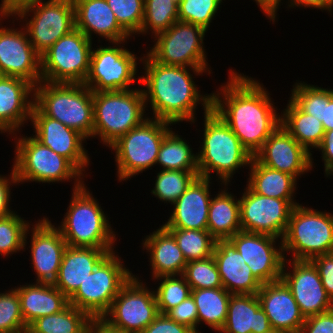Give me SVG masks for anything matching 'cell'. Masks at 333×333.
<instances>
[{
  "label": "cell",
  "mask_w": 333,
  "mask_h": 333,
  "mask_svg": "<svg viewBox=\"0 0 333 333\" xmlns=\"http://www.w3.org/2000/svg\"><path fill=\"white\" fill-rule=\"evenodd\" d=\"M91 319L69 304L58 313L37 318L28 326L27 333H84Z\"/></svg>",
  "instance_id": "d590c367"
},
{
  "label": "cell",
  "mask_w": 333,
  "mask_h": 333,
  "mask_svg": "<svg viewBox=\"0 0 333 333\" xmlns=\"http://www.w3.org/2000/svg\"><path fill=\"white\" fill-rule=\"evenodd\" d=\"M31 224L22 219L15 212L0 217V254L1 256H9V254L16 253L26 249V238L30 230Z\"/></svg>",
  "instance_id": "60d3db41"
},
{
  "label": "cell",
  "mask_w": 333,
  "mask_h": 333,
  "mask_svg": "<svg viewBox=\"0 0 333 333\" xmlns=\"http://www.w3.org/2000/svg\"><path fill=\"white\" fill-rule=\"evenodd\" d=\"M34 105L45 115L81 133L93 135V92L84 84L40 81Z\"/></svg>",
  "instance_id": "277c9868"
},
{
  "label": "cell",
  "mask_w": 333,
  "mask_h": 333,
  "mask_svg": "<svg viewBox=\"0 0 333 333\" xmlns=\"http://www.w3.org/2000/svg\"><path fill=\"white\" fill-rule=\"evenodd\" d=\"M125 41L92 50L89 72L83 83L92 92L130 90V85L137 81V57L120 46Z\"/></svg>",
  "instance_id": "9a60e30c"
},
{
  "label": "cell",
  "mask_w": 333,
  "mask_h": 333,
  "mask_svg": "<svg viewBox=\"0 0 333 333\" xmlns=\"http://www.w3.org/2000/svg\"><path fill=\"white\" fill-rule=\"evenodd\" d=\"M11 183L18 184V180L14 169H12L9 178L0 175V217H5L15 212L11 211L9 207L11 199L10 196L11 195L10 186L12 185Z\"/></svg>",
  "instance_id": "f5cc1de1"
},
{
  "label": "cell",
  "mask_w": 333,
  "mask_h": 333,
  "mask_svg": "<svg viewBox=\"0 0 333 333\" xmlns=\"http://www.w3.org/2000/svg\"><path fill=\"white\" fill-rule=\"evenodd\" d=\"M311 262L317 268L324 289L333 301V252L317 256Z\"/></svg>",
  "instance_id": "f907efd6"
},
{
  "label": "cell",
  "mask_w": 333,
  "mask_h": 333,
  "mask_svg": "<svg viewBox=\"0 0 333 333\" xmlns=\"http://www.w3.org/2000/svg\"><path fill=\"white\" fill-rule=\"evenodd\" d=\"M171 122L147 118L142 124L121 136L109 148L115 151L118 180L124 181L156 165L165 135Z\"/></svg>",
  "instance_id": "9c48e42d"
},
{
  "label": "cell",
  "mask_w": 333,
  "mask_h": 333,
  "mask_svg": "<svg viewBox=\"0 0 333 333\" xmlns=\"http://www.w3.org/2000/svg\"><path fill=\"white\" fill-rule=\"evenodd\" d=\"M30 121L35 130L33 136L55 153L67 158L83 174L90 162L82 144L86 138L60 121L45 116L35 105L32 107Z\"/></svg>",
  "instance_id": "ffe728a7"
},
{
  "label": "cell",
  "mask_w": 333,
  "mask_h": 333,
  "mask_svg": "<svg viewBox=\"0 0 333 333\" xmlns=\"http://www.w3.org/2000/svg\"><path fill=\"white\" fill-rule=\"evenodd\" d=\"M317 149L322 152L325 176L333 175V130L325 131L323 140Z\"/></svg>",
  "instance_id": "db71d44e"
},
{
  "label": "cell",
  "mask_w": 333,
  "mask_h": 333,
  "mask_svg": "<svg viewBox=\"0 0 333 333\" xmlns=\"http://www.w3.org/2000/svg\"><path fill=\"white\" fill-rule=\"evenodd\" d=\"M179 0H144V19L138 34L151 31L154 36L178 20Z\"/></svg>",
  "instance_id": "f35d334b"
},
{
  "label": "cell",
  "mask_w": 333,
  "mask_h": 333,
  "mask_svg": "<svg viewBox=\"0 0 333 333\" xmlns=\"http://www.w3.org/2000/svg\"><path fill=\"white\" fill-rule=\"evenodd\" d=\"M191 295L197 306L198 326L205 322L220 332L226 322L231 293L221 287L192 290Z\"/></svg>",
  "instance_id": "e575fe53"
},
{
  "label": "cell",
  "mask_w": 333,
  "mask_h": 333,
  "mask_svg": "<svg viewBox=\"0 0 333 333\" xmlns=\"http://www.w3.org/2000/svg\"><path fill=\"white\" fill-rule=\"evenodd\" d=\"M207 230L216 240H227L242 231L239 198L221 189L211 199L208 211Z\"/></svg>",
  "instance_id": "1f68e13d"
},
{
  "label": "cell",
  "mask_w": 333,
  "mask_h": 333,
  "mask_svg": "<svg viewBox=\"0 0 333 333\" xmlns=\"http://www.w3.org/2000/svg\"><path fill=\"white\" fill-rule=\"evenodd\" d=\"M17 138L15 146V161L12 165L19 183L42 182L53 183L69 181L73 178L74 188L83 184L85 177L67 158L55 153L49 147L40 143L34 136ZM82 176V178H81ZM76 180H75V179Z\"/></svg>",
  "instance_id": "ba28073f"
},
{
  "label": "cell",
  "mask_w": 333,
  "mask_h": 333,
  "mask_svg": "<svg viewBox=\"0 0 333 333\" xmlns=\"http://www.w3.org/2000/svg\"><path fill=\"white\" fill-rule=\"evenodd\" d=\"M249 167L251 170L247 186L254 193L276 199H294L298 180L294 176L266 167L254 157Z\"/></svg>",
  "instance_id": "d6a6232c"
},
{
  "label": "cell",
  "mask_w": 333,
  "mask_h": 333,
  "mask_svg": "<svg viewBox=\"0 0 333 333\" xmlns=\"http://www.w3.org/2000/svg\"><path fill=\"white\" fill-rule=\"evenodd\" d=\"M288 103L281 113V126L309 153L311 148L317 150L325 134L322 122L303 112L291 99Z\"/></svg>",
  "instance_id": "836d02e7"
},
{
  "label": "cell",
  "mask_w": 333,
  "mask_h": 333,
  "mask_svg": "<svg viewBox=\"0 0 333 333\" xmlns=\"http://www.w3.org/2000/svg\"><path fill=\"white\" fill-rule=\"evenodd\" d=\"M260 9L267 15L270 21L276 20L277 9L280 6L281 0H254Z\"/></svg>",
  "instance_id": "91938a15"
},
{
  "label": "cell",
  "mask_w": 333,
  "mask_h": 333,
  "mask_svg": "<svg viewBox=\"0 0 333 333\" xmlns=\"http://www.w3.org/2000/svg\"><path fill=\"white\" fill-rule=\"evenodd\" d=\"M15 289L27 327L37 318L58 313L69 305V299L53 284L34 283Z\"/></svg>",
  "instance_id": "4dcf8cb0"
},
{
  "label": "cell",
  "mask_w": 333,
  "mask_h": 333,
  "mask_svg": "<svg viewBox=\"0 0 333 333\" xmlns=\"http://www.w3.org/2000/svg\"><path fill=\"white\" fill-rule=\"evenodd\" d=\"M287 263L291 264L292 271L287 272ZM281 279L289 287L305 318L333 308V301L327 295L319 272L311 261L285 259Z\"/></svg>",
  "instance_id": "ac0fdd59"
},
{
  "label": "cell",
  "mask_w": 333,
  "mask_h": 333,
  "mask_svg": "<svg viewBox=\"0 0 333 333\" xmlns=\"http://www.w3.org/2000/svg\"><path fill=\"white\" fill-rule=\"evenodd\" d=\"M166 315L173 321L188 326L195 333H201L198 332L199 329H197L198 312L195 300L192 295L182 301L178 306L169 310Z\"/></svg>",
  "instance_id": "c3c4849f"
},
{
  "label": "cell",
  "mask_w": 333,
  "mask_h": 333,
  "mask_svg": "<svg viewBox=\"0 0 333 333\" xmlns=\"http://www.w3.org/2000/svg\"><path fill=\"white\" fill-rule=\"evenodd\" d=\"M183 276L192 290L223 287L213 255L187 262Z\"/></svg>",
  "instance_id": "7bdbcfd3"
},
{
  "label": "cell",
  "mask_w": 333,
  "mask_h": 333,
  "mask_svg": "<svg viewBox=\"0 0 333 333\" xmlns=\"http://www.w3.org/2000/svg\"><path fill=\"white\" fill-rule=\"evenodd\" d=\"M257 296L273 329L282 333L300 332L305 317L282 279L262 284Z\"/></svg>",
  "instance_id": "603a6c76"
},
{
  "label": "cell",
  "mask_w": 333,
  "mask_h": 333,
  "mask_svg": "<svg viewBox=\"0 0 333 333\" xmlns=\"http://www.w3.org/2000/svg\"><path fill=\"white\" fill-rule=\"evenodd\" d=\"M322 124L325 131L333 130V89L324 88V112Z\"/></svg>",
  "instance_id": "9f6ffc18"
},
{
  "label": "cell",
  "mask_w": 333,
  "mask_h": 333,
  "mask_svg": "<svg viewBox=\"0 0 333 333\" xmlns=\"http://www.w3.org/2000/svg\"><path fill=\"white\" fill-rule=\"evenodd\" d=\"M155 279L163 280L154 290L160 314H166L191 296L192 289L183 275L160 276Z\"/></svg>",
  "instance_id": "b9f144b4"
},
{
  "label": "cell",
  "mask_w": 333,
  "mask_h": 333,
  "mask_svg": "<svg viewBox=\"0 0 333 333\" xmlns=\"http://www.w3.org/2000/svg\"><path fill=\"white\" fill-rule=\"evenodd\" d=\"M177 241L187 262L213 255L216 239L208 230L167 228Z\"/></svg>",
  "instance_id": "74e56055"
},
{
  "label": "cell",
  "mask_w": 333,
  "mask_h": 333,
  "mask_svg": "<svg viewBox=\"0 0 333 333\" xmlns=\"http://www.w3.org/2000/svg\"><path fill=\"white\" fill-rule=\"evenodd\" d=\"M299 333H333V308L305 318Z\"/></svg>",
  "instance_id": "681fc988"
},
{
  "label": "cell",
  "mask_w": 333,
  "mask_h": 333,
  "mask_svg": "<svg viewBox=\"0 0 333 333\" xmlns=\"http://www.w3.org/2000/svg\"><path fill=\"white\" fill-rule=\"evenodd\" d=\"M271 329L257 294H231L221 333H265Z\"/></svg>",
  "instance_id": "f546056e"
},
{
  "label": "cell",
  "mask_w": 333,
  "mask_h": 333,
  "mask_svg": "<svg viewBox=\"0 0 333 333\" xmlns=\"http://www.w3.org/2000/svg\"><path fill=\"white\" fill-rule=\"evenodd\" d=\"M2 14H0V21ZM0 28V73L30 82L41 81V57L35 51L25 28Z\"/></svg>",
  "instance_id": "d6986e66"
},
{
  "label": "cell",
  "mask_w": 333,
  "mask_h": 333,
  "mask_svg": "<svg viewBox=\"0 0 333 333\" xmlns=\"http://www.w3.org/2000/svg\"><path fill=\"white\" fill-rule=\"evenodd\" d=\"M222 0H179L178 20L208 29Z\"/></svg>",
  "instance_id": "ee69618b"
},
{
  "label": "cell",
  "mask_w": 333,
  "mask_h": 333,
  "mask_svg": "<svg viewBox=\"0 0 333 333\" xmlns=\"http://www.w3.org/2000/svg\"><path fill=\"white\" fill-rule=\"evenodd\" d=\"M144 57L140 61L144 64L145 75L138 80L147 89L142 91L145 105L148 102L151 104L153 116L155 115L153 118L173 124L183 121L193 123L196 121L197 104L202 102L204 113L212 109V94L201 95L189 72L191 69L198 76L208 71L210 75L209 68L167 66L154 61L148 54Z\"/></svg>",
  "instance_id": "7a4b0ae2"
},
{
  "label": "cell",
  "mask_w": 333,
  "mask_h": 333,
  "mask_svg": "<svg viewBox=\"0 0 333 333\" xmlns=\"http://www.w3.org/2000/svg\"><path fill=\"white\" fill-rule=\"evenodd\" d=\"M32 226L29 248L32 268L37 275L36 283L53 284L57 279L67 243L59 228L46 217Z\"/></svg>",
  "instance_id": "7402d4cb"
},
{
  "label": "cell",
  "mask_w": 333,
  "mask_h": 333,
  "mask_svg": "<svg viewBox=\"0 0 333 333\" xmlns=\"http://www.w3.org/2000/svg\"><path fill=\"white\" fill-rule=\"evenodd\" d=\"M192 151L186 140L170 130L162 141L156 164L162 170L198 171L197 153Z\"/></svg>",
  "instance_id": "8d00e7d4"
},
{
  "label": "cell",
  "mask_w": 333,
  "mask_h": 333,
  "mask_svg": "<svg viewBox=\"0 0 333 333\" xmlns=\"http://www.w3.org/2000/svg\"><path fill=\"white\" fill-rule=\"evenodd\" d=\"M290 99L305 113L322 122L324 112V88L296 82Z\"/></svg>",
  "instance_id": "7dc6e473"
},
{
  "label": "cell",
  "mask_w": 333,
  "mask_h": 333,
  "mask_svg": "<svg viewBox=\"0 0 333 333\" xmlns=\"http://www.w3.org/2000/svg\"><path fill=\"white\" fill-rule=\"evenodd\" d=\"M259 163L299 178L313 167L312 153L301 146L281 125L253 156Z\"/></svg>",
  "instance_id": "44dd1931"
},
{
  "label": "cell",
  "mask_w": 333,
  "mask_h": 333,
  "mask_svg": "<svg viewBox=\"0 0 333 333\" xmlns=\"http://www.w3.org/2000/svg\"><path fill=\"white\" fill-rule=\"evenodd\" d=\"M84 333H121L119 330L108 325L102 318H92Z\"/></svg>",
  "instance_id": "680465c9"
},
{
  "label": "cell",
  "mask_w": 333,
  "mask_h": 333,
  "mask_svg": "<svg viewBox=\"0 0 333 333\" xmlns=\"http://www.w3.org/2000/svg\"><path fill=\"white\" fill-rule=\"evenodd\" d=\"M75 28L92 40V32L106 40H129L130 35L119 25L106 0H73Z\"/></svg>",
  "instance_id": "4316f807"
},
{
  "label": "cell",
  "mask_w": 333,
  "mask_h": 333,
  "mask_svg": "<svg viewBox=\"0 0 333 333\" xmlns=\"http://www.w3.org/2000/svg\"><path fill=\"white\" fill-rule=\"evenodd\" d=\"M141 333H195L188 326L179 324L166 314H159Z\"/></svg>",
  "instance_id": "816d5d0a"
},
{
  "label": "cell",
  "mask_w": 333,
  "mask_h": 333,
  "mask_svg": "<svg viewBox=\"0 0 333 333\" xmlns=\"http://www.w3.org/2000/svg\"><path fill=\"white\" fill-rule=\"evenodd\" d=\"M211 179L197 177L187 190L172 204L174 209L165 228L207 230L211 202ZM210 183V184H209Z\"/></svg>",
  "instance_id": "d4e9b609"
},
{
  "label": "cell",
  "mask_w": 333,
  "mask_h": 333,
  "mask_svg": "<svg viewBox=\"0 0 333 333\" xmlns=\"http://www.w3.org/2000/svg\"><path fill=\"white\" fill-rule=\"evenodd\" d=\"M30 20L26 16H30ZM26 22L29 41L41 56L59 38L75 29V8L73 0H54L40 2L25 7L14 15ZM24 18V19H23Z\"/></svg>",
  "instance_id": "5bb4252c"
},
{
  "label": "cell",
  "mask_w": 333,
  "mask_h": 333,
  "mask_svg": "<svg viewBox=\"0 0 333 333\" xmlns=\"http://www.w3.org/2000/svg\"><path fill=\"white\" fill-rule=\"evenodd\" d=\"M71 198L62 225L58 226L67 246L114 249L116 234L85 184L73 190Z\"/></svg>",
  "instance_id": "5b68a950"
},
{
  "label": "cell",
  "mask_w": 333,
  "mask_h": 333,
  "mask_svg": "<svg viewBox=\"0 0 333 333\" xmlns=\"http://www.w3.org/2000/svg\"><path fill=\"white\" fill-rule=\"evenodd\" d=\"M265 333H282V332L272 328L271 330H269L268 332H265Z\"/></svg>",
  "instance_id": "94428289"
},
{
  "label": "cell",
  "mask_w": 333,
  "mask_h": 333,
  "mask_svg": "<svg viewBox=\"0 0 333 333\" xmlns=\"http://www.w3.org/2000/svg\"><path fill=\"white\" fill-rule=\"evenodd\" d=\"M207 31L199 25L177 20L166 31L154 36L155 44L146 53L167 66L208 68L203 47Z\"/></svg>",
  "instance_id": "7c38bea8"
},
{
  "label": "cell",
  "mask_w": 333,
  "mask_h": 333,
  "mask_svg": "<svg viewBox=\"0 0 333 333\" xmlns=\"http://www.w3.org/2000/svg\"><path fill=\"white\" fill-rule=\"evenodd\" d=\"M133 276L115 251L109 253L88 275L69 304L86 312L91 318H102L121 288Z\"/></svg>",
  "instance_id": "30bf717a"
},
{
  "label": "cell",
  "mask_w": 333,
  "mask_h": 333,
  "mask_svg": "<svg viewBox=\"0 0 333 333\" xmlns=\"http://www.w3.org/2000/svg\"><path fill=\"white\" fill-rule=\"evenodd\" d=\"M229 74L227 84L219 89L221 92L212 93V110L254 156L281 125V116L263 84L232 69Z\"/></svg>",
  "instance_id": "6da1fadb"
},
{
  "label": "cell",
  "mask_w": 333,
  "mask_h": 333,
  "mask_svg": "<svg viewBox=\"0 0 333 333\" xmlns=\"http://www.w3.org/2000/svg\"><path fill=\"white\" fill-rule=\"evenodd\" d=\"M290 5L289 7H312V9H322V10H327V12L331 11L332 12V7H333V0H290Z\"/></svg>",
  "instance_id": "6f0895ef"
},
{
  "label": "cell",
  "mask_w": 333,
  "mask_h": 333,
  "mask_svg": "<svg viewBox=\"0 0 333 333\" xmlns=\"http://www.w3.org/2000/svg\"><path fill=\"white\" fill-rule=\"evenodd\" d=\"M229 240L234 244L254 277L261 284L281 279L285 260L282 241L280 246L278 243V248L275 245L278 238L244 231L237 232Z\"/></svg>",
  "instance_id": "e0dca14e"
},
{
  "label": "cell",
  "mask_w": 333,
  "mask_h": 333,
  "mask_svg": "<svg viewBox=\"0 0 333 333\" xmlns=\"http://www.w3.org/2000/svg\"><path fill=\"white\" fill-rule=\"evenodd\" d=\"M2 3L0 5V14L3 15V19L6 17H14L19 11L33 5L35 3L43 2V0H1ZM54 1V0H48Z\"/></svg>",
  "instance_id": "11a10c76"
},
{
  "label": "cell",
  "mask_w": 333,
  "mask_h": 333,
  "mask_svg": "<svg viewBox=\"0 0 333 333\" xmlns=\"http://www.w3.org/2000/svg\"><path fill=\"white\" fill-rule=\"evenodd\" d=\"M143 249L150 252V266L153 279L160 276L183 275L187 264L172 233L163 225L147 235L143 241Z\"/></svg>",
  "instance_id": "f1b7e54d"
},
{
  "label": "cell",
  "mask_w": 333,
  "mask_h": 333,
  "mask_svg": "<svg viewBox=\"0 0 333 333\" xmlns=\"http://www.w3.org/2000/svg\"><path fill=\"white\" fill-rule=\"evenodd\" d=\"M92 48V40L76 28L62 36L40 56L41 81L83 84Z\"/></svg>",
  "instance_id": "8fae6325"
},
{
  "label": "cell",
  "mask_w": 333,
  "mask_h": 333,
  "mask_svg": "<svg viewBox=\"0 0 333 333\" xmlns=\"http://www.w3.org/2000/svg\"><path fill=\"white\" fill-rule=\"evenodd\" d=\"M113 250L67 246L53 285L69 299L88 275Z\"/></svg>",
  "instance_id": "83f0119b"
},
{
  "label": "cell",
  "mask_w": 333,
  "mask_h": 333,
  "mask_svg": "<svg viewBox=\"0 0 333 333\" xmlns=\"http://www.w3.org/2000/svg\"><path fill=\"white\" fill-rule=\"evenodd\" d=\"M140 281L133 275L102 317L121 333H141L160 314L155 292Z\"/></svg>",
  "instance_id": "4fadbf2b"
},
{
  "label": "cell",
  "mask_w": 333,
  "mask_h": 333,
  "mask_svg": "<svg viewBox=\"0 0 333 333\" xmlns=\"http://www.w3.org/2000/svg\"><path fill=\"white\" fill-rule=\"evenodd\" d=\"M284 258L288 251L291 260L311 261L333 252V214L317 211L301 204L294 206L282 239Z\"/></svg>",
  "instance_id": "52a82bcc"
},
{
  "label": "cell",
  "mask_w": 333,
  "mask_h": 333,
  "mask_svg": "<svg viewBox=\"0 0 333 333\" xmlns=\"http://www.w3.org/2000/svg\"><path fill=\"white\" fill-rule=\"evenodd\" d=\"M213 257L223 288L231 294H257L262 284L229 240H216Z\"/></svg>",
  "instance_id": "484cf974"
},
{
  "label": "cell",
  "mask_w": 333,
  "mask_h": 333,
  "mask_svg": "<svg viewBox=\"0 0 333 333\" xmlns=\"http://www.w3.org/2000/svg\"><path fill=\"white\" fill-rule=\"evenodd\" d=\"M240 204V223L244 232L266 234L283 239L288 227L294 199H276L244 189Z\"/></svg>",
  "instance_id": "2e32d148"
},
{
  "label": "cell",
  "mask_w": 333,
  "mask_h": 333,
  "mask_svg": "<svg viewBox=\"0 0 333 333\" xmlns=\"http://www.w3.org/2000/svg\"><path fill=\"white\" fill-rule=\"evenodd\" d=\"M198 176V171L161 170L151 193L160 201L173 204Z\"/></svg>",
  "instance_id": "ab89813d"
},
{
  "label": "cell",
  "mask_w": 333,
  "mask_h": 333,
  "mask_svg": "<svg viewBox=\"0 0 333 333\" xmlns=\"http://www.w3.org/2000/svg\"><path fill=\"white\" fill-rule=\"evenodd\" d=\"M16 289L0 293V333L27 332Z\"/></svg>",
  "instance_id": "f6af8a7d"
},
{
  "label": "cell",
  "mask_w": 333,
  "mask_h": 333,
  "mask_svg": "<svg viewBox=\"0 0 333 333\" xmlns=\"http://www.w3.org/2000/svg\"><path fill=\"white\" fill-rule=\"evenodd\" d=\"M141 89L93 92V135L110 147L121 136L142 124L145 117Z\"/></svg>",
  "instance_id": "8992f818"
},
{
  "label": "cell",
  "mask_w": 333,
  "mask_h": 333,
  "mask_svg": "<svg viewBox=\"0 0 333 333\" xmlns=\"http://www.w3.org/2000/svg\"><path fill=\"white\" fill-rule=\"evenodd\" d=\"M32 97L34 86L30 82L9 76L0 79V133L14 135L27 120H31Z\"/></svg>",
  "instance_id": "cb8c5ba5"
},
{
  "label": "cell",
  "mask_w": 333,
  "mask_h": 333,
  "mask_svg": "<svg viewBox=\"0 0 333 333\" xmlns=\"http://www.w3.org/2000/svg\"><path fill=\"white\" fill-rule=\"evenodd\" d=\"M204 119L202 150L197 153L199 177L211 179L215 172L226 187L235 171L249 166L253 156L212 109L204 113Z\"/></svg>",
  "instance_id": "3957f363"
},
{
  "label": "cell",
  "mask_w": 333,
  "mask_h": 333,
  "mask_svg": "<svg viewBox=\"0 0 333 333\" xmlns=\"http://www.w3.org/2000/svg\"><path fill=\"white\" fill-rule=\"evenodd\" d=\"M119 25L130 35L140 32L144 19V0H106Z\"/></svg>",
  "instance_id": "bcb514c9"
}]
</instances>
